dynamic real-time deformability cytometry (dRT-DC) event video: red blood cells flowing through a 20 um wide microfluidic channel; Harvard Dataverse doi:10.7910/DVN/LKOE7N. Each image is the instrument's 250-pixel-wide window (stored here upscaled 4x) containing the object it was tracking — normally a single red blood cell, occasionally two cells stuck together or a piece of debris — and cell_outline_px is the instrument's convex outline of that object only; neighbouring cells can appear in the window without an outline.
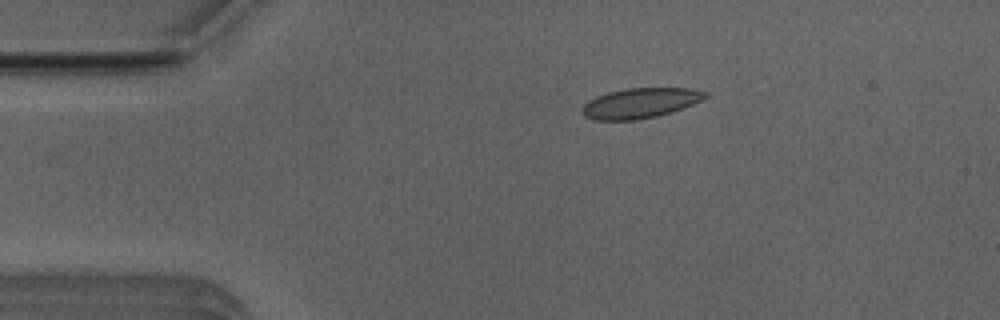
{"species": "Egyptian fruit bat (a non-hibernating species)", "species_latin": "Rousettus aegyptiacus", "temperature_condition": "room temperature", "stored_images_in_passage": 36, "camera_frame_rate_fps": 3000, "um_per_image_px": 0.085, "animal": {"sex": "male"}, "frame": {"image": 1, "passage_image": 1, "time_ms": 0.0, "image_size_px": [1000, 320], "cell_outline_px": [[708, 96], [692, 104], [656, 116], [636, 120], [596, 120], [584, 116], [580, 108], [588, 100], [596, 96], [608, 92], [628, 88], [692, 88], [708, 92]], "centroid_in_image_um": [54.37, 8.75], "position_along_channel_um": 30.6, "area_um2": 21.44}}
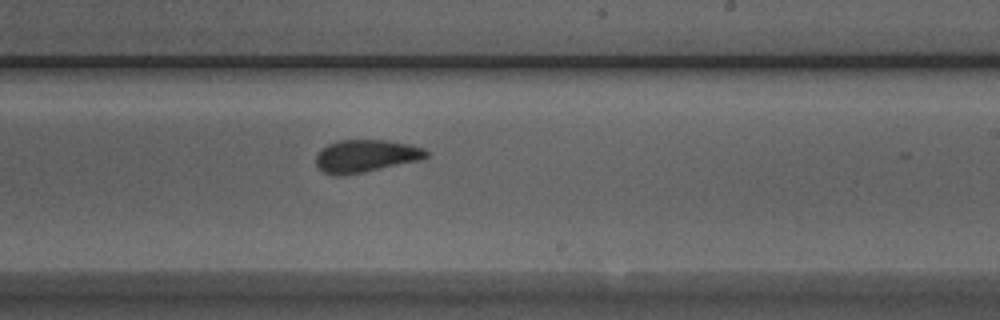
{"frame": {"image": 2, "passage_image": 22, "time_ms": 7.0, "image_size_px": [1000, 320], "cell_outline_px": [[428, 156], [420, 160], [364, 172], [340, 176], [336, 176], [324, 172], [316, 168], [316, 156], [320, 148], [336, 140], [388, 140], [408, 144], [424, 148], [428, 152]], "centroid_in_image_um": [31.05, 13.26], "position_along_channel_um": 257.9, "area_um2": 21.1}}
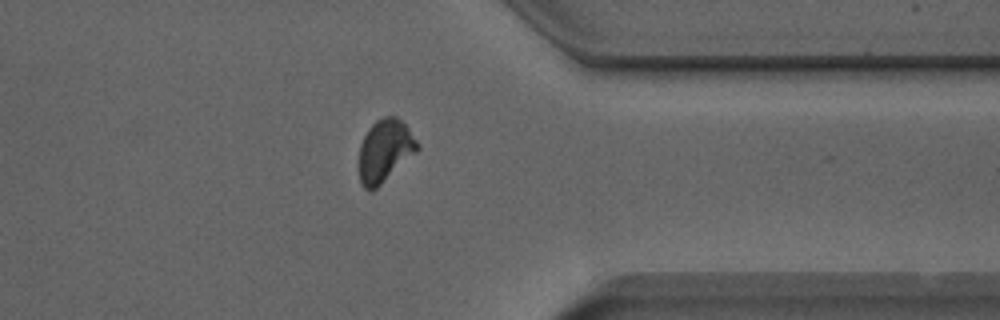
{"frame": {"image": 3, "passage_image": 32, "time_ms": 10.333, "image_size_px": [1000, 320], "cell_outline_px": [[420, 148], [416, 152], [372, 192], [364, 188], [360, 184], [360, 144], [368, 128], [376, 120], [384, 116], [396, 116], [408, 128], [420, 144]], "centroid_in_image_um": [32.71, 12.8], "position_along_channel_um": 378.7, "area_um2": 21.1}, "authors_computed_cell_mechanics": {"area_um2": 21.2415, "velocity_mm_per_s": 3.9086, "shape_relaxation_time_tau1_ms": 8.7955, "shape_relaxation_time_tau2_ms": 0.9593, "deformation_change_tau1": 0.1538, "deformation_change_tau2": 0.0538}}